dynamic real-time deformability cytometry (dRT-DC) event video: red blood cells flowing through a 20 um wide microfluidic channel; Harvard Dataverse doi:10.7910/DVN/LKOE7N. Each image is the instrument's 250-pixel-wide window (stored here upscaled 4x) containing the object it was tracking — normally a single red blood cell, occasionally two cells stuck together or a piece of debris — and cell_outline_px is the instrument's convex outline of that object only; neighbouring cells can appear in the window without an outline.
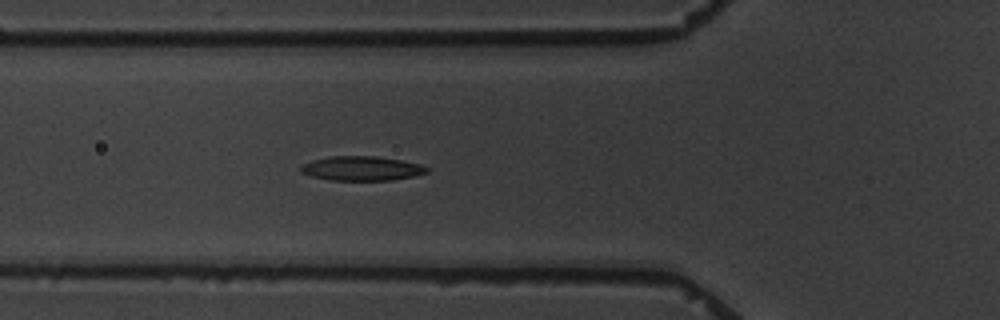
{"species": "common noctule bat (a hibernating species)", "species_latin": "Nyctalus noctula", "temperature_condition": "warm", "stored_images_in_passage": 5, "camera_frame_rate_fps": 3000, "um_per_image_px": 0.085, "animal": {"sex": "male", "body_mass_g": 19.5, "forearm_length_mm": 54.6}, "frame": {"image": 1, "passage_image": 5, "time_ms": 4.667, "image_size_px": [1000, 320], "cell_outline_px": [[428, 172], [412, 176], [392, 180], [328, 180], [312, 176], [300, 172], [300, 168], [304, 164], [312, 160], [332, 156], [376, 156], [400, 160], [420, 164], [428, 168]], "centroid_in_image_um": [30.73, 14.31], "position_along_channel_um": 95.1, "area_um2": 17.74}}